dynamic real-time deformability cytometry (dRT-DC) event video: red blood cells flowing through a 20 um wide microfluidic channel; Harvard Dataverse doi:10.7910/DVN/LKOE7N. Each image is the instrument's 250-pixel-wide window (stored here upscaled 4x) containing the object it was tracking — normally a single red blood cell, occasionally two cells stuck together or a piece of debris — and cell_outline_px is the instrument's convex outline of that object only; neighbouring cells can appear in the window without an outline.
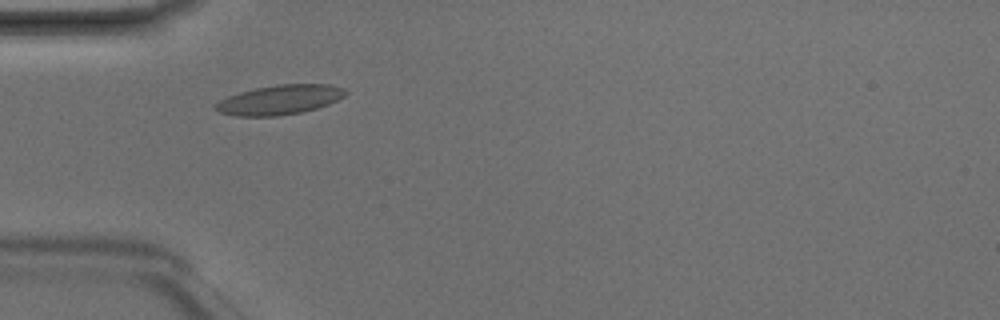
{"species": "Egyptian fruit bat (a non-hibernating species)", "species_latin": "Rousettus aegyptiacus", "temperature_condition": "room temperature", "stored_images_in_passage": 3, "camera_frame_rate_fps": 3000, "um_per_image_px": 0.085, "animal": {"sex": "male"}, "frame": {"image": 1, "passage_image": 2, "time_ms": 0.333, "image_size_px": [1000, 320], "cell_outline_px": [[348, 92], [344, 96], [328, 104], [316, 108], [300, 112], [276, 116], [236, 116], [220, 112], [212, 108], [220, 100], [228, 96], [240, 92], [256, 88], [276, 84], [328, 84], [344, 88]], "centroid_in_image_um": [23.76, 8.47], "position_along_channel_um": 61.2, "area_um2": 22.25}}